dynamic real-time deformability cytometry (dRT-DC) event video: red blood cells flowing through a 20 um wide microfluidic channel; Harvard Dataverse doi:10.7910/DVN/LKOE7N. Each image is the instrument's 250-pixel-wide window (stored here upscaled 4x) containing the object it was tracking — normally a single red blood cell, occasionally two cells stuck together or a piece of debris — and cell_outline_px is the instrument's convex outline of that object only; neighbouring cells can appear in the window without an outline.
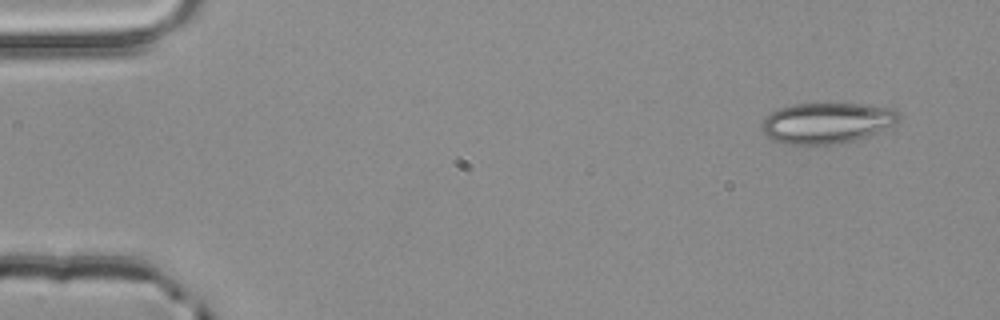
{"species": "common noctule bat (a hibernating species)", "species_latin": "Nyctalus noctula", "temperature_condition": "room temperature", "stored_images_in_passage": 3, "camera_frame_rate_fps": 3000, "um_per_image_px": 0.085, "animal": {"sex": "male", "body_mass_g": 20.4}, "frame": {"image": 1, "passage_image": 1, "time_ms": 0.0, "image_size_px": [1000, 320], "cell_outline_px": [[900, 120], [896, 124], [868, 136], [856, 140], [840, 144], [784, 144], [772, 140], [760, 128], [760, 124], [776, 108], [792, 104], [824, 100], [868, 104], [896, 108], [900, 116]], "centroid_in_image_um": [70.32, 10.39], "position_along_channel_um": 14.7, "area_um2": 34.04}}